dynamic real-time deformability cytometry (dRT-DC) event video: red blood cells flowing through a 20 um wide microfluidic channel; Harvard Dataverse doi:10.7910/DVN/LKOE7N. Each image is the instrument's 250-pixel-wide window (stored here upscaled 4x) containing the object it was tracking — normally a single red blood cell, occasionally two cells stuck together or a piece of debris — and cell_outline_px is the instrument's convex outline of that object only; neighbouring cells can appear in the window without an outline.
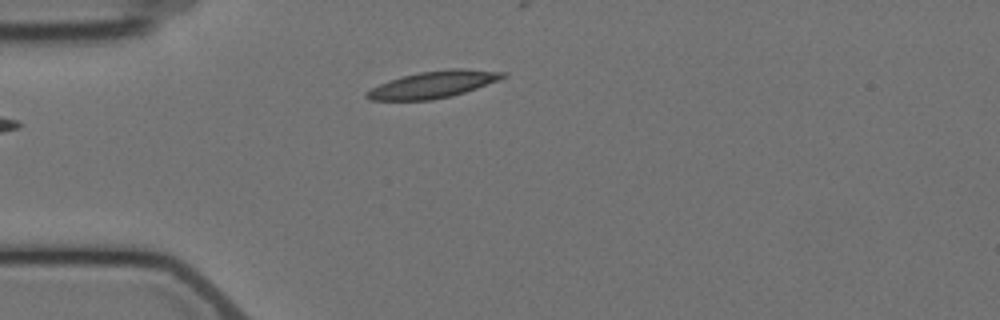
{"species": "Egyptian fruit bat (a non-hibernating species)", "species_latin": "Rousettus aegyptiacus", "temperature_condition": "cold", "stored_images_in_passage": 3, "camera_frame_rate_fps": 3000, "um_per_image_px": 0.085, "animal": {"sex": "female"}, "frame": {"image": 1, "passage_image": 3, "time_ms": 3.0, "image_size_px": [1000, 320], "cell_outline_px": [[508, 76], [476, 88], [452, 96], [432, 100], [368, 100], [364, 96], [372, 88], [388, 80], [420, 72], [448, 68], [460, 68], [508, 72]], "centroid_in_image_um": [36.85, 7.17], "position_along_channel_um": 48.2, "area_um2": 21.21}}